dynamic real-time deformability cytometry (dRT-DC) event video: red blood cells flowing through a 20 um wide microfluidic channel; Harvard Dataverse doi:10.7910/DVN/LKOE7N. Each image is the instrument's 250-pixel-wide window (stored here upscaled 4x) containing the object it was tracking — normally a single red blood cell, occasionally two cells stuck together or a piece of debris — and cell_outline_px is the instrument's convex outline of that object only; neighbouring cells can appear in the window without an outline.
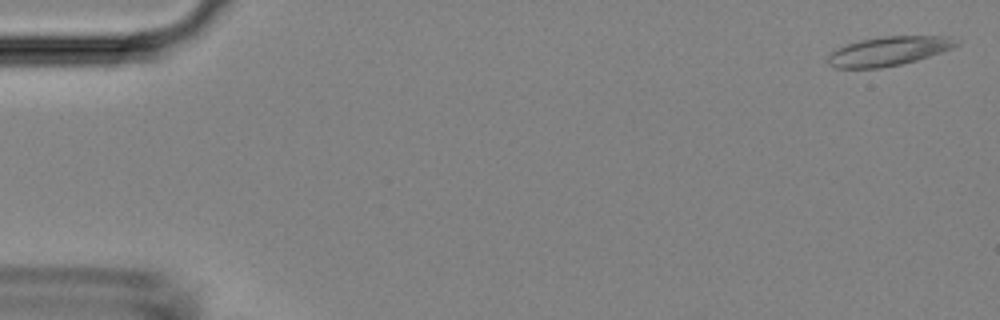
{"species": "Egyptian fruit bat (a non-hibernating species)", "species_latin": "Rousettus aegyptiacus", "temperature_condition": "room temperature", "stored_images_in_passage": 6, "camera_frame_rate_fps": 3000, "um_per_image_px": 0.085, "animal": {"sex": "female"}, "frame": {"image": 1, "passage_image": 1, "time_ms": 0.0, "image_size_px": [1000, 320], "cell_outline_px": [[960, 44], [952, 48], [916, 60], [900, 64], [880, 68], [836, 68], [828, 64], [828, 56], [836, 48], [860, 40], [884, 36], [952, 36]], "centroid_in_image_um": [75.53, 4.34], "position_along_channel_um": 9.5, "area_um2": 21.62}}
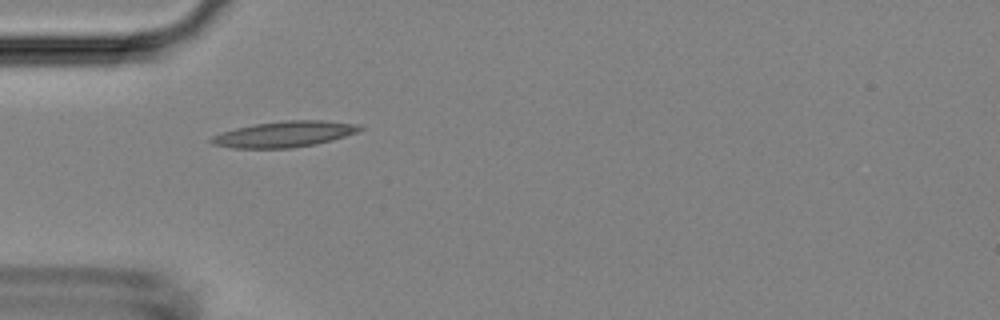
{"frame": {"image": 2, "passage_image": 5, "time_ms": 4.667, "image_size_px": [1000, 320], "cell_outline_px": [[364, 128], [356, 132], [332, 140], [316, 144], [292, 148], [232, 148], [212, 144], [208, 140], [212, 136], [220, 132], [236, 128], [256, 124], [284, 120], [324, 120], [360, 124]], "centroid_in_image_um": [24.16, 11.4], "position_along_channel_um": 60.8, "area_um2": 22.48}}